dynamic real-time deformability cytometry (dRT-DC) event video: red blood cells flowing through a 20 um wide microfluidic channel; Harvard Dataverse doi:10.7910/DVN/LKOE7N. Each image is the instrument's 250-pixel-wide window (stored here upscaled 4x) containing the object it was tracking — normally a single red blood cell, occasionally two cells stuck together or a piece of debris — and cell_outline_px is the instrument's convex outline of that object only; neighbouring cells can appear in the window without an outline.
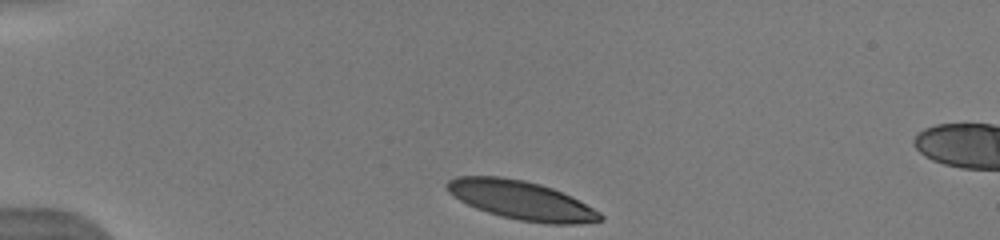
{"species": "human", "species_latin": "Homo sapiens", "temperature_condition": "warm", "stored_images_in_passage": 7, "camera_frame_rate_fps": 3000, "um_per_image_px": 0.085, "donor": {"sex": "male"}, "frame": {"image": 1, "passage_image": 1, "time_ms": 0.0, "image_size_px": [1000, 240], "cell_outline_px": [[604, 220], [580, 224], [548, 224], [520, 220], [488, 212], [476, 208], [460, 200], [448, 192], [444, 184], [448, 180], [456, 176], [500, 176], [524, 180], [540, 184], [552, 188], [572, 196], [600, 212], [604, 216]], "centroid_in_image_um": [44.33, 17.01], "position_along_channel_um": 40.7, "area_um2": 34.62}}